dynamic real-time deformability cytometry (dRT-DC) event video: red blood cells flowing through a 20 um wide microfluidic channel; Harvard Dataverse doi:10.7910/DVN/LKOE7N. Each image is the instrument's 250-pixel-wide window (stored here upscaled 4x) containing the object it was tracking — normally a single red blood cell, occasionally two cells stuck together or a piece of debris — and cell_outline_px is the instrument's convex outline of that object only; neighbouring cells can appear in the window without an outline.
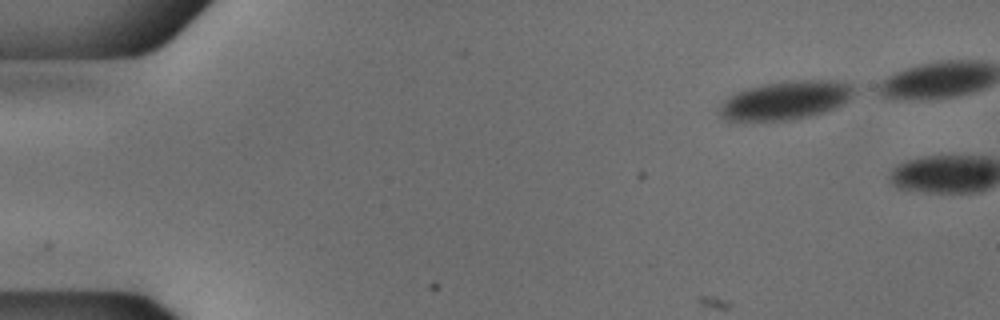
{"species": "common noctule bat (a hibernating species)", "species_latin": "Nyctalus noctula", "temperature_condition": "cold", "stored_images_in_passage": 24, "camera_frame_rate_fps": 3000, "um_per_image_px": 0.085, "animal": {"sex": "male", "body_mass_g": 18.8}, "frame": {"image": 1, "passage_image": 1, "time_ms": 0.0, "image_size_px": [1000, 320], "cell_outline_px": [[860, 92], [848, 100], [824, 112], [792, 120], [724, 120], [720, 116], [720, 104], [728, 96], [744, 88], [784, 80], [840, 80], [852, 84], [860, 88]], "centroid_in_image_um": [66.85, 8.49], "position_along_channel_um": 18.2, "area_um2": 30.75}}
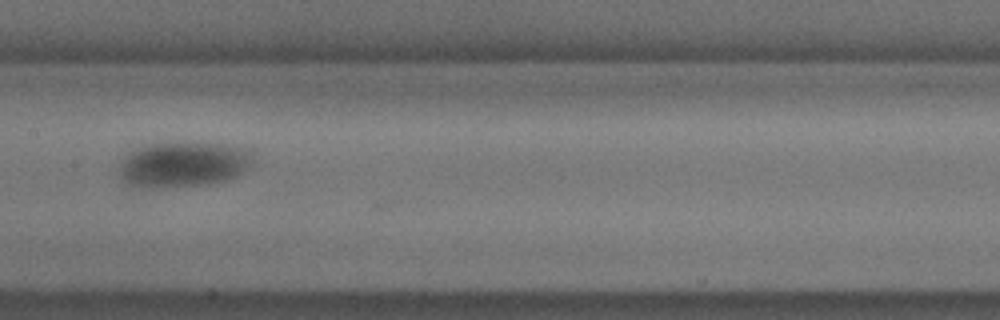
{"frame": {"image": 2, "passage_image": 23, "time_ms": 7.333, "image_size_px": [1000, 320], "cell_outline_px": [[256, 160], [248, 168], [236, 176], [228, 180], [208, 184], [164, 188], [128, 184], [120, 180], [120, 164], [124, 156], [140, 148], [152, 144], [224, 144], [248, 148]], "centroid_in_image_um": [15.65, 14.0], "position_along_channel_um": 191.8, "area_um2": 35.03}}